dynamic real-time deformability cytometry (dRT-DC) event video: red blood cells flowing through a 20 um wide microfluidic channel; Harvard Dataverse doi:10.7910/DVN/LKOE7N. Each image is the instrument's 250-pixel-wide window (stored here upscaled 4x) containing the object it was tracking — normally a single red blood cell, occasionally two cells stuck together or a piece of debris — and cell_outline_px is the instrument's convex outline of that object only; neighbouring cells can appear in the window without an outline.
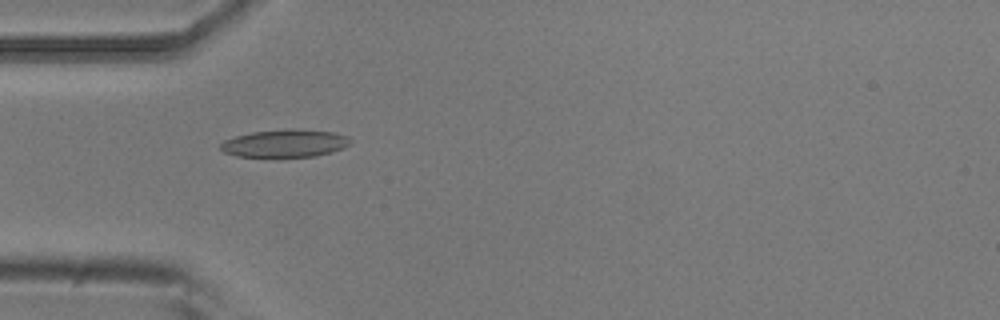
{"species": "common noctule bat (a hibernating species)", "species_latin": "Nyctalus noctula", "temperature_condition": "room temperature", "stored_images_in_passage": 2, "camera_frame_rate_fps": 3000, "um_per_image_px": 0.085, "animal": {"sex": "male", "body_mass_g": 20.5, "forearm_length_mm": 52.5}, "frame": {"image": 1, "passage_image": 1, "time_ms": 0.0, "image_size_px": [1000, 320], "cell_outline_px": [[352, 140], [344, 148], [332, 152], [316, 156], [280, 160], [236, 156], [224, 152], [220, 148], [220, 144], [224, 140], [236, 136], [252, 132], [292, 128], [332, 132], [348, 136]], "centroid_in_image_um": [24.2, 12.23], "position_along_channel_um": 60.8, "area_um2": 21.96}}
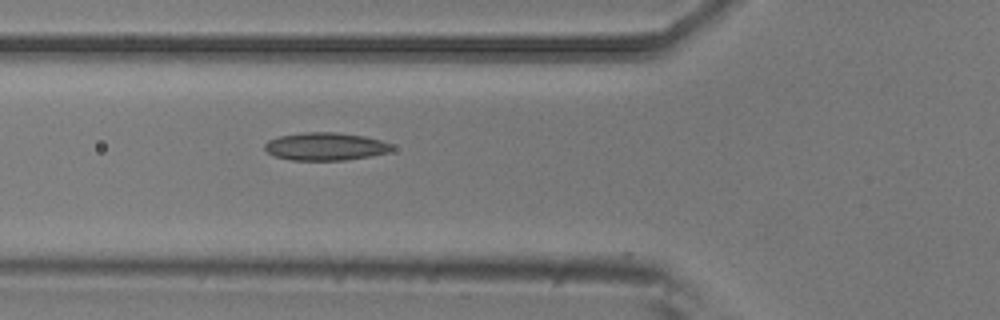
{"frame": {"image": 2, "passage_image": 2, "time_ms": 0.333, "image_size_px": [1000, 320], "cell_outline_px": [[392, 148], [388, 152], [368, 156], [344, 160], [292, 160], [276, 156], [268, 152], [264, 148], [264, 144], [268, 140], [280, 136], [304, 132], [336, 132], [364, 136], [380, 140], [392, 144]], "centroid_in_image_um": [27.64, 12.44], "position_along_channel_um": 98.2, "area_um2": 20.4}}